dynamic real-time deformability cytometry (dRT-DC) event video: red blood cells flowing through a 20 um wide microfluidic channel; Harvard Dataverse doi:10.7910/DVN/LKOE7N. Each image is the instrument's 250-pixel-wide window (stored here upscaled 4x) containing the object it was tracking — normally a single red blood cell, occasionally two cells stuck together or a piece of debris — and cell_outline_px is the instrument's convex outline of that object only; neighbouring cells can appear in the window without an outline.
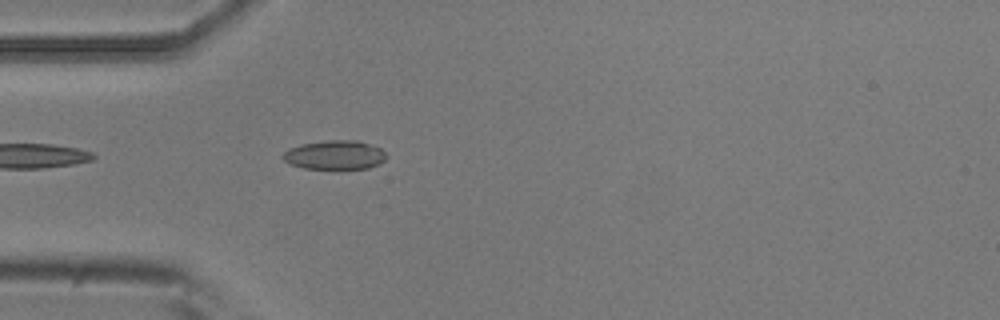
{"species": "common noctule bat (a hibernating species)", "species_latin": "Nyctalus noctula", "temperature_condition": "room temperature", "stored_images_in_passage": 40, "camera_frame_rate_fps": 3000, "um_per_image_px": 0.085, "animal": {"sex": "male", "body_mass_g": 20.5, "forearm_length_mm": 52.5}, "frame": {"image": 1, "passage_image": 1, "time_ms": 0.0, "image_size_px": [1000, 320], "cell_outline_px": [[384, 160], [380, 164], [368, 168], [304, 168], [288, 164], [280, 156], [288, 148], [300, 144], [328, 140], [356, 140], [380, 148], [384, 152]], "centroid_in_image_um": [28.39, 13.16], "position_along_channel_um": 56.6, "area_um2": 17.4}}
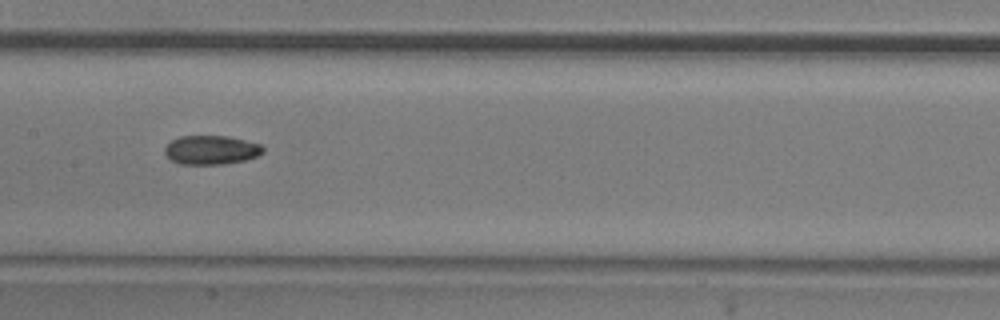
{"frame": {"image": 2, "passage_image": 12, "time_ms": 3.667, "image_size_px": [1000, 320], "cell_outline_px": [[264, 152], [256, 156], [244, 160], [224, 164], [180, 164], [172, 160], [164, 152], [164, 148], [172, 140], [180, 136], [228, 136], [260, 144], [264, 148]], "centroid_in_image_um": [17.95, 12.74], "position_along_channel_um": 189.5, "area_um2": 16.47}}
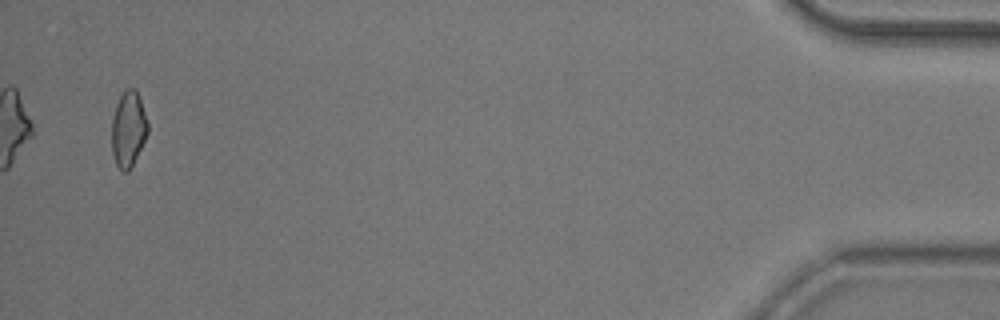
{"frame": {"image": 3, "passage_image": 38, "time_ms": 12.333, "image_size_px": [1000, 320], "cell_outline_px": [[148, 132], [128, 172], [124, 172], [116, 164], [112, 152], [112, 120], [116, 104], [120, 96], [128, 88], [136, 88], [148, 124]], "centroid_in_image_um": [10.9, 10.96], "position_along_channel_um": 424.3, "area_um2": 15.49}, "authors_computed_cell_mechanics": {"area_um2": 16.3285, "velocity_mm_per_s": 3.7055, "shape_relaxation_time_tau1_ms": 3.8419, "shape_relaxation_time_tau2_ms": null, "deformation_change_tau1": 0.1207, "deformation_change_tau2": null}}